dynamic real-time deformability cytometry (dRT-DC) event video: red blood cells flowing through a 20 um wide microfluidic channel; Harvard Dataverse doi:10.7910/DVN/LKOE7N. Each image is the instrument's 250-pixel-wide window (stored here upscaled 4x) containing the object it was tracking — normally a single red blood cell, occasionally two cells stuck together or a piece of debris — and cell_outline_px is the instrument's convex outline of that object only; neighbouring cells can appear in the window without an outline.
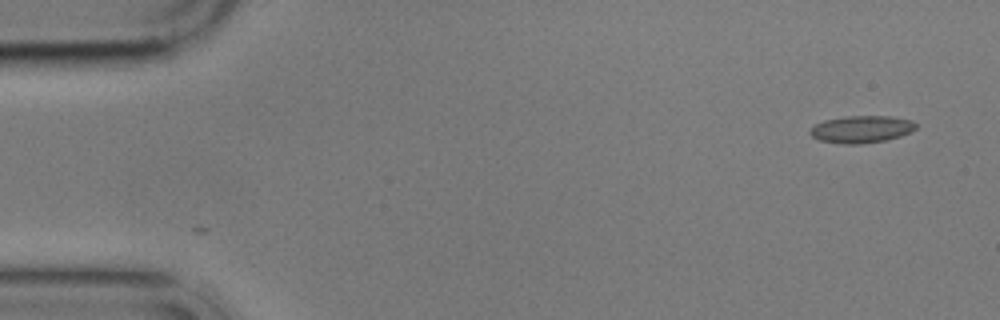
{"species": "common noctule bat (a hibernating species)", "species_latin": "Nyctalus noctula", "temperature_condition": "cold", "stored_images_in_passage": 6, "camera_frame_rate_fps": 3000, "um_per_image_px": 0.085, "animal": {"sex": "male", "body_mass_g": 17.9}, "frame": {"image": 1, "passage_image": 1, "time_ms": 0.0, "image_size_px": [1000, 320], "cell_outline_px": [[916, 128], [900, 136], [884, 140], [860, 144], [844, 144], [820, 140], [812, 136], [808, 132], [816, 124], [824, 120], [844, 116], [892, 116], [912, 120], [916, 124]], "centroid_in_image_um": [73.21, 10.97], "position_along_channel_um": 11.8, "area_um2": 16.65}}
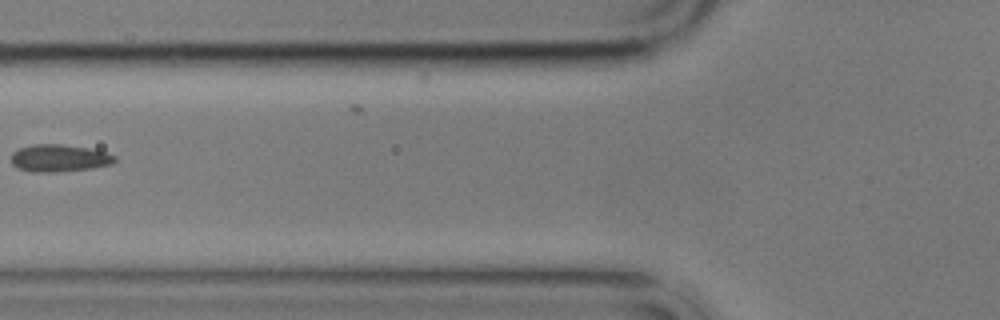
{"frame": {"image": 2, "passage_image": 6, "time_ms": 6.333, "image_size_px": [1000, 320], "cell_outline_px": [[116, 160], [112, 164], [92, 168], [56, 172], [32, 172], [16, 168], [12, 164], [12, 152], [20, 148], [36, 144], [60, 144], [88, 148], [104, 152], [116, 156]], "centroid_in_image_um": [5.02, 13.45], "position_along_channel_um": 120.8, "area_um2": 16.42}}